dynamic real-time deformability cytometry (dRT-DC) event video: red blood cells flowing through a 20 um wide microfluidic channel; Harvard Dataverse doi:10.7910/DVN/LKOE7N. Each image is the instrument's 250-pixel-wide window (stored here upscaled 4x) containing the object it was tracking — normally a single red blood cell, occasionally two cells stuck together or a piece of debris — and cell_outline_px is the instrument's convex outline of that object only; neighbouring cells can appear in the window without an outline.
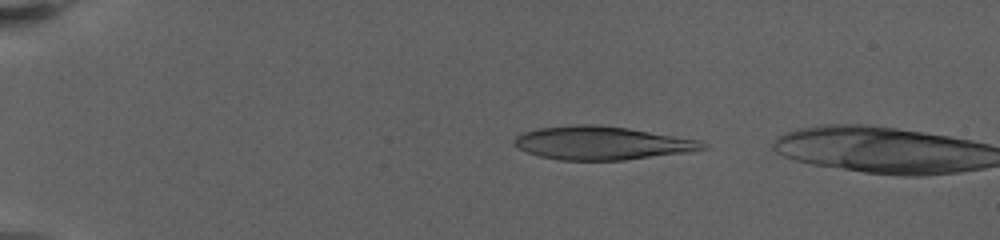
{"species": "human", "species_latin": "Homo sapiens", "temperature_condition": "warm", "stored_images_in_passage": 9, "camera_frame_rate_fps": 3000, "um_per_image_px": 0.085, "donor": {"sex": "female"}, "frame": {"image": 1, "passage_image": 6, "time_ms": 2.0, "image_size_px": [1000, 240], "cell_outline_px": [[708, 148], [692, 152], [624, 160], [560, 160], [540, 156], [528, 152], [512, 144], [512, 140], [516, 136], [524, 132], [540, 128], [576, 124], [596, 124], [628, 128], [700, 140], [708, 144]], "centroid_in_image_um": [51.2, 12.16], "position_along_channel_um": 33.8, "area_um2": 36.76}}